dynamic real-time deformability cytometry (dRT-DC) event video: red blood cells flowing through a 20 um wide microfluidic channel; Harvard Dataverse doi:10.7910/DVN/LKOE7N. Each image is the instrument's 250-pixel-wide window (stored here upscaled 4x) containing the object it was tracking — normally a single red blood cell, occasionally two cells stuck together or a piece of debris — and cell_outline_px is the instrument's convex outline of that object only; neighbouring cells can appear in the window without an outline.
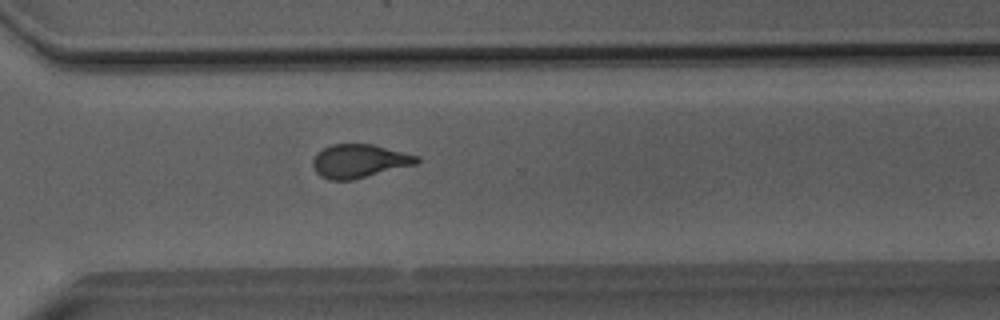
{"species": "Egyptian fruit bat (a non-hibernating species)", "species_latin": "Rousettus aegyptiacus", "temperature_condition": "room temperature", "stored_images_in_passage": 32, "camera_frame_rate_fps": 3000, "um_per_image_px": 0.085, "animal": {"sex": "male"}, "frame": {"image": 1, "passage_image": 21, "time_ms": 6.667, "image_size_px": [1000, 320], "cell_outline_px": [[420, 160], [416, 164], [352, 180], [328, 180], [320, 176], [316, 172], [312, 164], [312, 160], [316, 152], [332, 144], [372, 144], [420, 156]], "centroid_in_image_um": [30.52, 13.69], "position_along_channel_um": 340.1, "area_um2": 20.35}}
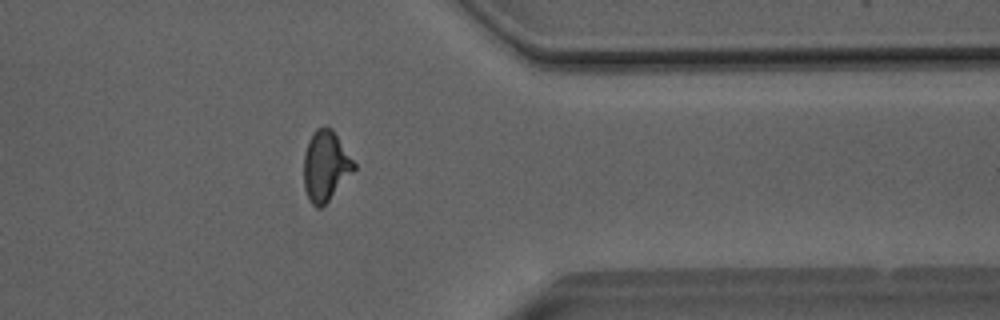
{"frame": {"image": 2, "passage_image": 25, "time_ms": 8.0, "image_size_px": [1000, 320], "cell_outline_px": [[356, 168], [328, 200], [320, 208], [316, 208], [312, 204], [304, 188], [304, 152], [312, 132], [316, 128], [324, 124], [332, 128], [356, 164]], "centroid_in_image_um": [27.66, 14.05], "position_along_channel_um": 383.7, "area_um2": 20.46}}